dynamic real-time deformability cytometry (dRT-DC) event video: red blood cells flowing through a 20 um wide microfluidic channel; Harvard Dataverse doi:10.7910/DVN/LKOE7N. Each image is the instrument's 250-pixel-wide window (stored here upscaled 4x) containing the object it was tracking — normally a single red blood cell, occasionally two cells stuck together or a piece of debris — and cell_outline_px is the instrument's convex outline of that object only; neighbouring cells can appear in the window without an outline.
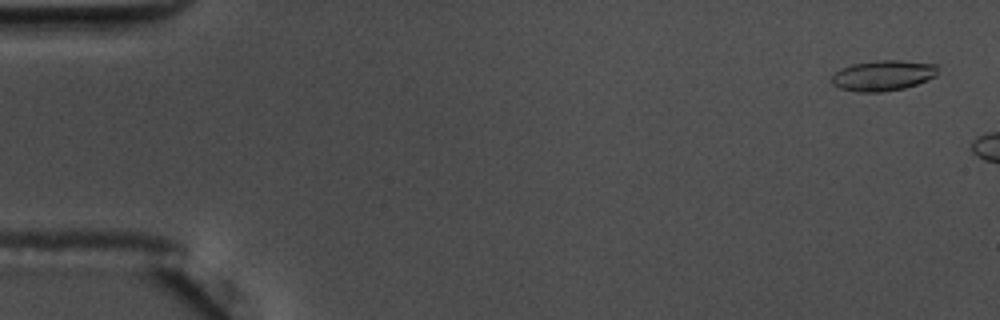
{"species": "common noctule bat (a hibernating species)", "species_latin": "Nyctalus noctula", "temperature_condition": "warm", "stored_images_in_passage": 8, "camera_frame_rate_fps": 3000, "um_per_image_px": 0.085, "animal": {"sex": "male", "body_mass_g": 17.5, "forearm_length_mm": 52.3}, "frame": {"image": 1, "passage_image": 3, "time_ms": 0.667, "image_size_px": [1000, 320], "cell_outline_px": [[940, 64], [936, 76], [916, 84], [904, 88], [880, 92], [860, 92], [840, 88], [832, 84], [832, 76], [840, 68], [852, 64], [876, 60], [900, 60]], "centroid_in_image_um": [75.08, 6.4], "position_along_channel_um": 9.9, "area_um2": 18.96}}